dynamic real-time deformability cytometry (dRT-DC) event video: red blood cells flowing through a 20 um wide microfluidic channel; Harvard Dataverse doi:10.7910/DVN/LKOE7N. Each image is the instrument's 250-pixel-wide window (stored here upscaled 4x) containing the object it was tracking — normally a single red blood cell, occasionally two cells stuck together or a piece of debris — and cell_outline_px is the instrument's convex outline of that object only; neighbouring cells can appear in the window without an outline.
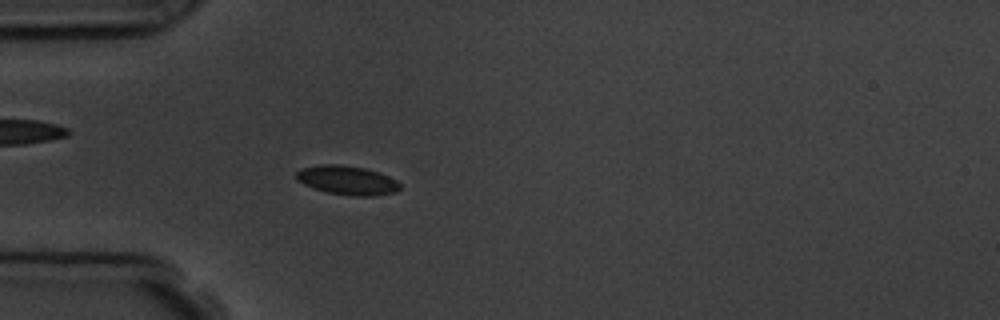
{"species": "common noctule bat (a hibernating species)", "species_latin": "Nyctalus noctula", "temperature_condition": "room temperature", "stored_images_in_passage": 4, "camera_frame_rate_fps": 3000, "um_per_image_px": 0.085, "animal": {"sex": "male", "body_mass_g": 19.5, "forearm_length_mm": 54.6}, "frame": {"image": 1, "passage_image": 4, "time_ms": 3.333, "image_size_px": [1000, 320], "cell_outline_px": [[400, 188], [396, 192], [376, 196], [356, 196], [328, 192], [304, 184], [296, 180], [296, 172], [304, 168], [320, 164], [340, 164], [364, 168], [388, 176], [396, 180], [400, 184]], "centroid_in_image_um": [29.53, 15.32], "position_along_channel_um": 55.5, "area_um2": 17.34}}